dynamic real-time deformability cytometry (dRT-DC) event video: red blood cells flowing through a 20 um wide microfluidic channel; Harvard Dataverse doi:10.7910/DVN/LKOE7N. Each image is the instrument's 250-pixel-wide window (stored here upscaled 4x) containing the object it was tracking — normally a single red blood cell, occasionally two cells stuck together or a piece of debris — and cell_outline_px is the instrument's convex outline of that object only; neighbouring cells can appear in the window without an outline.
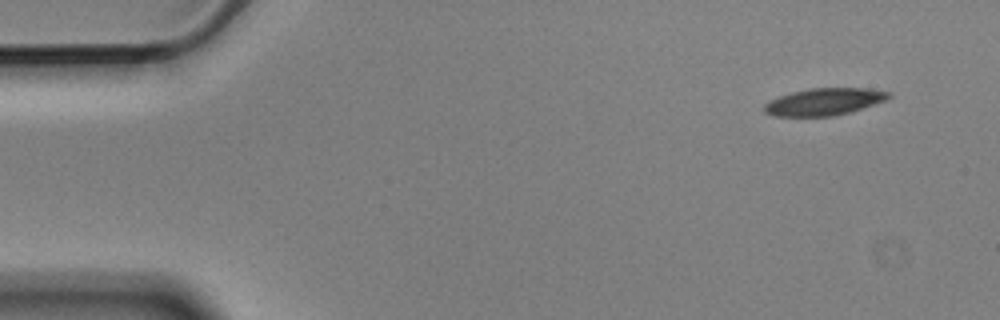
{"species": "Egyptian fruit bat (a non-hibernating species)", "species_latin": "Rousettus aegyptiacus", "temperature_condition": "cold", "stored_images_in_passage": 12, "camera_frame_rate_fps": 3000, "um_per_image_px": 0.085, "animal": {"sex": "male"}, "frame": {"image": 1, "passage_image": 1, "time_ms": 0.0, "image_size_px": [1000, 320], "cell_outline_px": [[892, 96], [888, 100], [852, 112], [832, 116], [772, 116], [764, 112], [764, 104], [780, 96], [792, 92], [812, 88], [864, 88], [892, 92]], "centroid_in_image_um": [70.12, 8.65], "position_along_channel_um": 14.9, "area_um2": 19.77}}
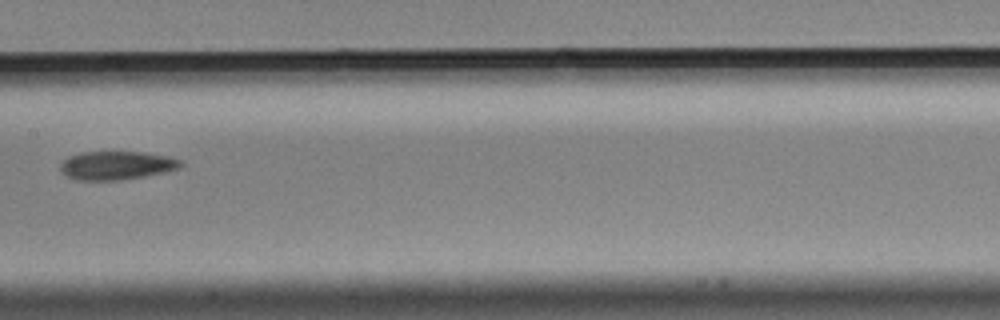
{"frame": {"image": 2, "passage_image": 7, "time_ms": 2.0, "image_size_px": [1000, 320], "cell_outline_px": [[184, 164], [180, 168], [164, 172], [144, 176], [120, 180], [76, 180], [60, 172], [60, 164], [68, 156], [80, 152], [144, 152], [168, 156], [180, 160]], "centroid_in_image_um": [9.89, 14.06], "position_along_channel_um": 197.5, "area_um2": 20.06}}
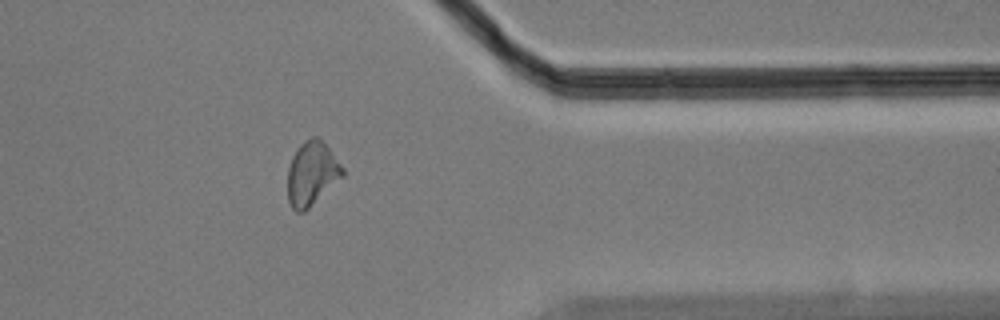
{"frame": {"image": 3, "passage_image": 12, "time_ms": 3.667, "image_size_px": [1000, 320], "cell_outline_px": [[344, 176], [304, 212], [296, 212], [292, 208], [288, 200], [288, 168], [292, 156], [300, 144], [304, 140], [312, 136], [316, 136], [328, 148], [344, 168]], "centroid_in_image_um": [26.5, 14.76], "position_along_channel_um": 384.9, "area_um2": 20.35}}